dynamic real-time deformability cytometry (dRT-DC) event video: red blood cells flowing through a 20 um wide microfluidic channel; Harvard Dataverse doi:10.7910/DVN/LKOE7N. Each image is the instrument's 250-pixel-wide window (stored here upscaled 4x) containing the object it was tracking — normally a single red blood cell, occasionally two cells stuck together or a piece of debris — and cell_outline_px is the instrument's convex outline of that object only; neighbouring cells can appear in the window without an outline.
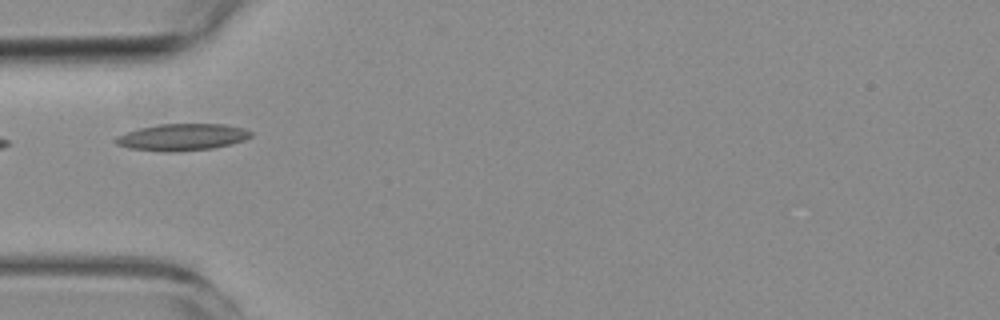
{"species": "common noctule bat (a hibernating species)", "species_latin": "Nyctalus noctula", "temperature_condition": "room temperature", "stored_images_in_passage": 6, "camera_frame_rate_fps": 3000, "um_per_image_px": 0.085, "animal": {"sex": "female", "body_mass_g": 19.3, "forearm_length_mm": 54.1}, "frame": {"image": 1, "passage_image": 5, "time_ms": 4.667, "image_size_px": [1000, 320], "cell_outline_px": [[252, 136], [244, 140], [232, 144], [212, 148], [168, 152], [128, 148], [116, 144], [116, 136], [140, 128], [160, 124], [224, 124], [244, 128], [252, 132]], "centroid_in_image_um": [15.52, 11.65], "position_along_channel_um": 69.5, "area_um2": 20.92}}
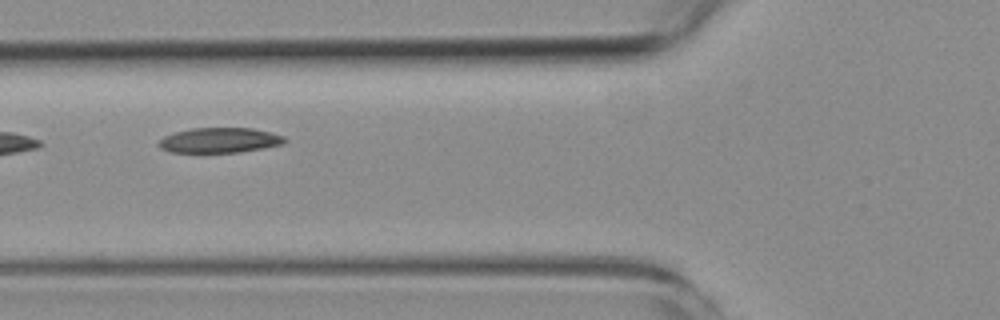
{"frame": {"image": 2, "passage_image": 6, "time_ms": 5.667, "image_size_px": [1000, 320], "cell_outline_px": [[288, 140], [284, 144], [264, 148], [240, 152], [172, 152], [160, 148], [156, 144], [164, 136], [176, 132], [192, 128], [252, 128], [284, 136]], "centroid_in_image_um": [18.68, 11.92], "position_along_channel_um": 107.1, "area_um2": 18.38}}